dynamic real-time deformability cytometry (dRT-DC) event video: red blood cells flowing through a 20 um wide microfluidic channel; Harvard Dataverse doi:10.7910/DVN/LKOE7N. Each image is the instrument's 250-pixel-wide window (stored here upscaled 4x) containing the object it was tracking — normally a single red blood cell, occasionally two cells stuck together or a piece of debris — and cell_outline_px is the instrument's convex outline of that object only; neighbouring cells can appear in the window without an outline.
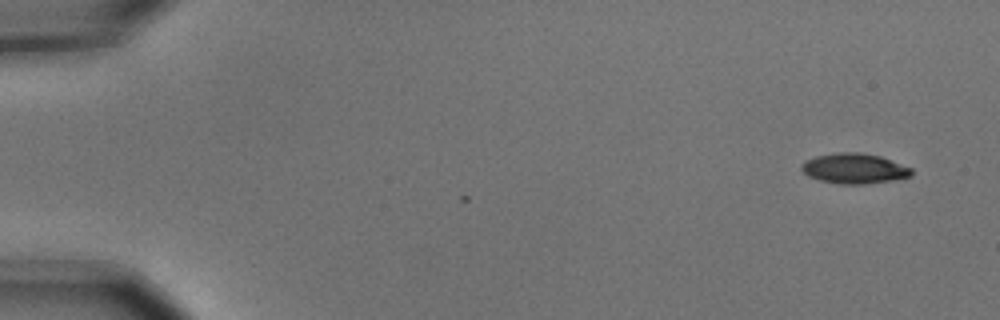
{"species": "common noctule bat (a hibernating species)", "species_latin": "Nyctalus noctula", "temperature_condition": "cold", "stored_images_in_passage": 2, "camera_frame_rate_fps": 3000, "um_per_image_px": 0.085, "animal": {"sex": "male", "body_mass_g": 15.6}, "frame": {"image": 1, "passage_image": 2, "time_ms": 0.333, "image_size_px": [1000, 320], "cell_outline_px": [[912, 176], [892, 180], [864, 184], [840, 184], [820, 180], [808, 176], [800, 168], [800, 164], [816, 156], [840, 152], [860, 152], [880, 156], [912, 168]], "centroid_in_image_um": [72.62, 14.32], "position_along_channel_um": 12.4, "area_um2": 19.25}}